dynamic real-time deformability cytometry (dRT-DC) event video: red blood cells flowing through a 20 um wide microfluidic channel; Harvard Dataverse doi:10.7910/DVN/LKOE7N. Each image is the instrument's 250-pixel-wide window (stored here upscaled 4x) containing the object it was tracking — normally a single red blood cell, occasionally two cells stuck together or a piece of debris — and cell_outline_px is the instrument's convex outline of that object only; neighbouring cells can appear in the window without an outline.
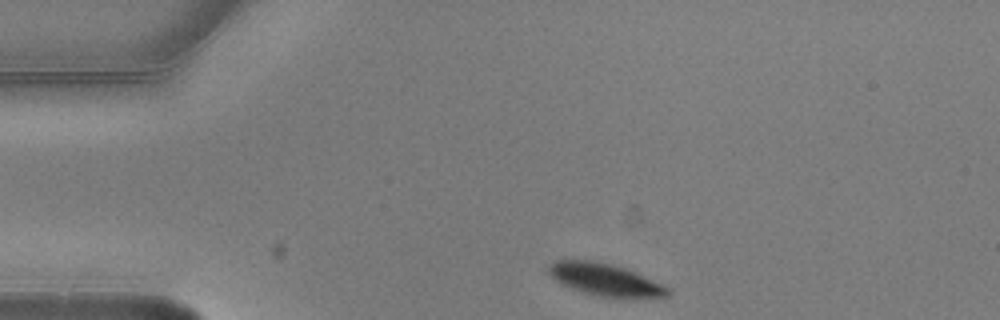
{"species": "common noctule bat (a hibernating species)", "species_latin": "Nyctalus noctula", "temperature_condition": "warm", "stored_images_in_passage": 4, "camera_frame_rate_fps": 3000, "um_per_image_px": 0.085, "animal": {"sex": "male", "body_mass_g": 20.5, "forearm_length_mm": 52.5}, "frame": {"image": 1, "passage_image": 1, "time_ms": 0.0, "image_size_px": [1000, 320], "cell_outline_px": [[672, 292], [668, 296], [632, 300], [600, 296], [584, 292], [560, 284], [548, 276], [548, 264], [556, 260], [592, 260], [612, 264], [624, 268], [660, 284], [668, 288]], "centroid_in_image_um": [51.41, 23.8], "position_along_channel_um": 33.6, "area_um2": 22.72}}
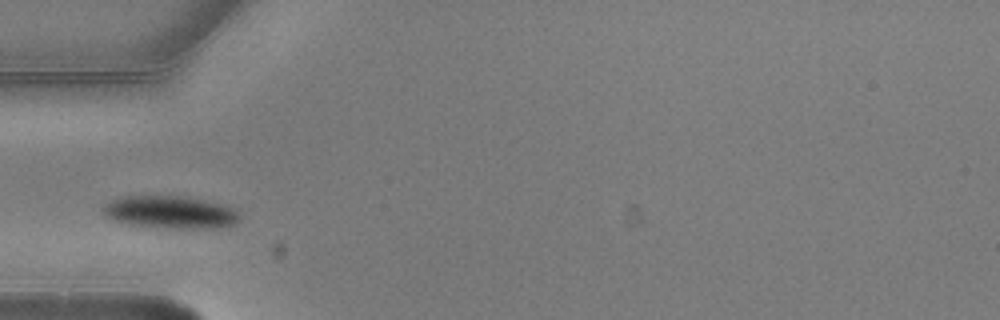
{"frame": {"image": 2, "passage_image": 3, "time_ms": 0.667, "image_size_px": [1000, 320], "cell_outline_px": [[240, 220], [232, 224], [220, 228], [164, 228], [128, 224], [112, 220], [104, 216], [100, 212], [100, 208], [104, 204], [112, 200], [124, 196], [188, 196], [220, 204], [232, 208], [240, 216]], "centroid_in_image_um": [14.4, 18.04], "position_along_channel_um": 70.6, "area_um2": 26.13}}
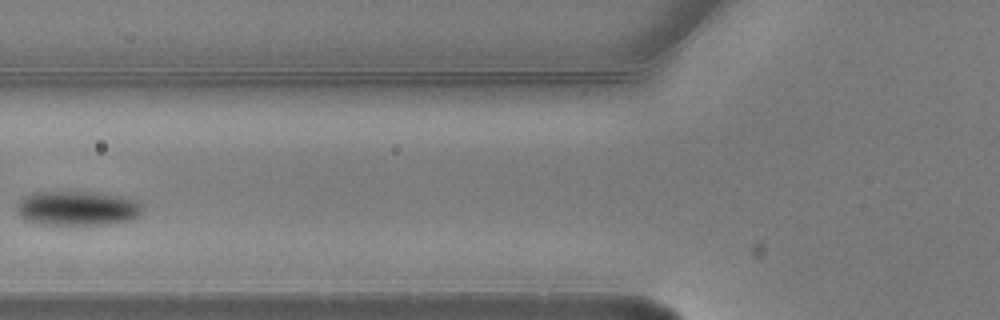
{"frame": {"image": 3, "passage_image": 4, "time_ms": 1.0, "image_size_px": [1000, 320], "cell_outline_px": [[144, 208], [140, 216], [132, 220], [112, 224], [40, 224], [24, 220], [20, 216], [16, 208], [16, 204], [24, 196], [32, 192], [92, 192], [120, 196], [136, 200]], "centroid_in_image_um": [6.58, 17.71], "position_along_channel_um": 119.2, "area_um2": 25.49}}